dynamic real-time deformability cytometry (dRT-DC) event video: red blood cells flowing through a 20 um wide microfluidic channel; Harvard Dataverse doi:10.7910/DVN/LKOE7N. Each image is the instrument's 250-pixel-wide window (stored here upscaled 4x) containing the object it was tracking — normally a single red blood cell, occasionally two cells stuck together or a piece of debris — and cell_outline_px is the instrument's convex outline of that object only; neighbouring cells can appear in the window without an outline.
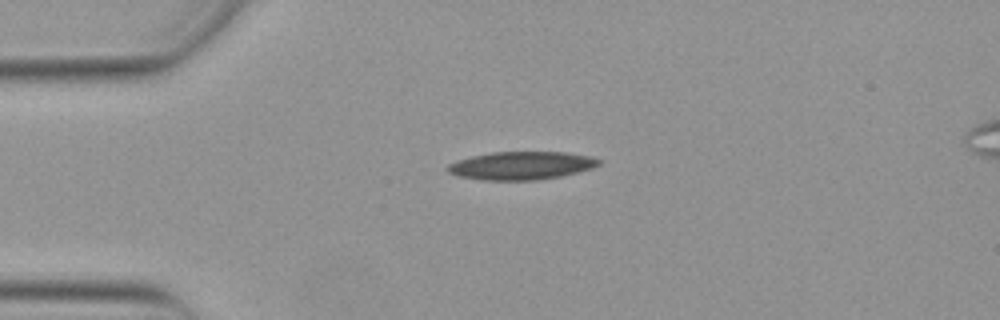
{"species": "Egyptian fruit bat (a non-hibernating species)", "species_latin": "Rousettus aegyptiacus", "temperature_condition": "warm", "stored_images_in_passage": 42, "camera_frame_rate_fps": 3000, "um_per_image_px": 0.085, "animal": {"sex": "female"}, "frame": {"image": 1, "passage_image": 1, "time_ms": 0.0, "image_size_px": [1000, 320], "cell_outline_px": [[604, 160], [600, 164], [592, 168], [560, 176], [540, 180], [480, 180], [460, 176], [448, 172], [444, 168], [448, 164], [456, 160], [472, 156], [492, 152], [564, 152], [592, 156]], "centroid_in_image_um": [44.31, 14.07], "position_along_channel_um": 40.7, "area_um2": 24.91}}
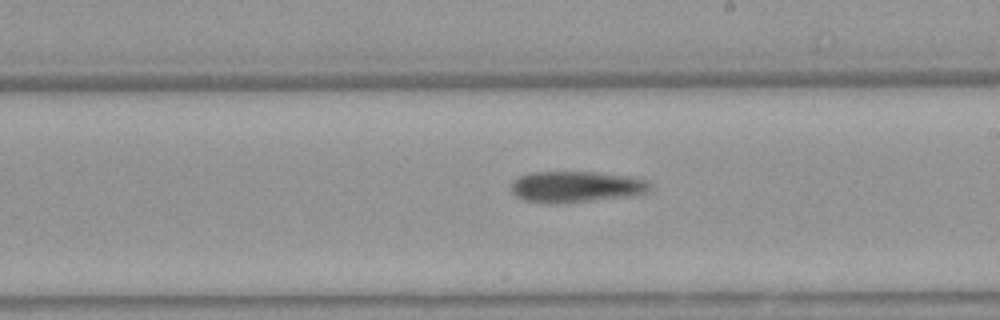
{"frame": {"image": 2, "passage_image": 19, "time_ms": 6.0, "image_size_px": [1000, 320], "cell_outline_px": [[652, 188], [648, 192], [632, 196], [564, 204], [544, 204], [524, 200], [516, 196], [512, 192], [512, 180], [520, 176], [532, 172], [596, 172], [628, 176], [648, 180], [652, 184]], "centroid_in_image_um": [48.99, 15.89], "position_along_channel_um": 240.0, "area_um2": 25.78}}
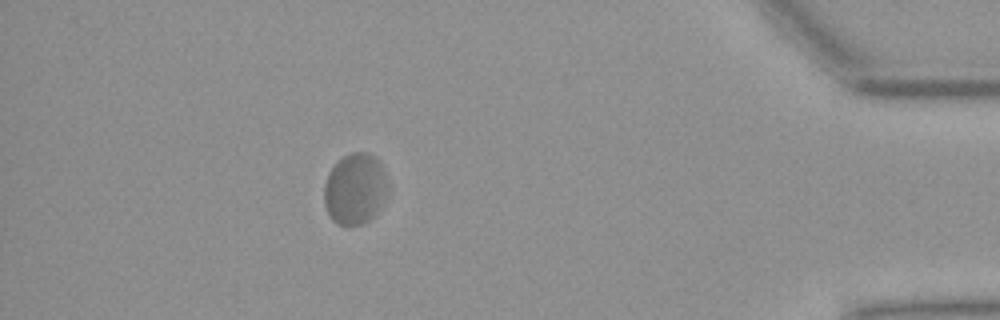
{"frame": {"image": 3, "passage_image": 36, "time_ms": 11.667, "image_size_px": [1000, 320], "cell_outline_px": [[388, 192], [380, 208], [368, 220], [360, 224], [348, 228], [336, 224], [332, 220], [324, 204], [324, 184], [328, 172], [344, 156], [352, 152], [368, 152], [376, 156], [384, 172], [388, 184]], "centroid_in_image_um": [30.18, 16.08], "position_along_channel_um": 405.0, "area_um2": 26.7}, "authors_computed_cell_mechanics": {"area_um2": 25.8944, "velocity_mm_per_s": 3.7884, "shape_relaxation_time_tau1_ms": null, "shape_relaxation_time_tau2_ms": 5.3578, "deformation_change_tau1": null, "deformation_change_tau2": 0.1051}}